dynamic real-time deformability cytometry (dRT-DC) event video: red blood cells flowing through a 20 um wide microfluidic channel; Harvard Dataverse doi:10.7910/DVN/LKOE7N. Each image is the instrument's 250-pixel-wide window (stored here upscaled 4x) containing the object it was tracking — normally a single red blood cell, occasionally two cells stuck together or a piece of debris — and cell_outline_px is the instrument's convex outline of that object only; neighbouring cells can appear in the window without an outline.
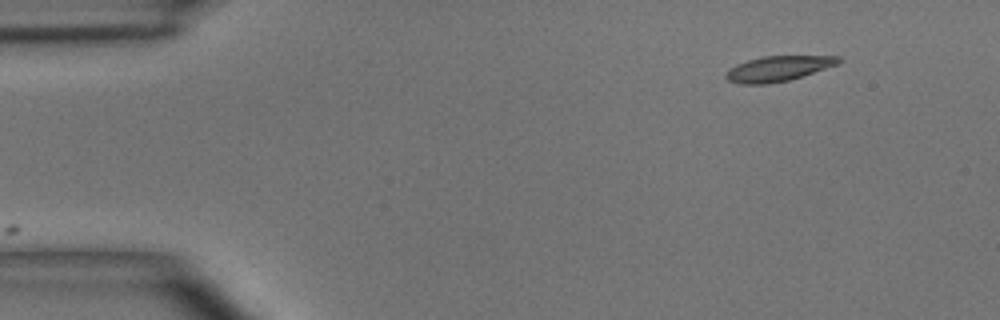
{"species": "common noctule bat (a hibernating species)", "species_latin": "Nyctalus noctula", "temperature_condition": "room temperature", "stored_images_in_passage": 4, "camera_frame_rate_fps": 3000, "um_per_image_px": 0.085, "animal": {"sex": "male", "body_mass_g": 15.6}, "frame": {"image": 1, "passage_image": 1, "time_ms": 0.0, "image_size_px": [1000, 320], "cell_outline_px": [[844, 60], [840, 64], [804, 76], [788, 80], [768, 84], [740, 84], [728, 80], [724, 76], [728, 68], [736, 64], [748, 60], [764, 56], [840, 56]], "centroid_in_image_um": [66.18, 5.83], "position_along_channel_um": 18.8, "area_um2": 16.82}}